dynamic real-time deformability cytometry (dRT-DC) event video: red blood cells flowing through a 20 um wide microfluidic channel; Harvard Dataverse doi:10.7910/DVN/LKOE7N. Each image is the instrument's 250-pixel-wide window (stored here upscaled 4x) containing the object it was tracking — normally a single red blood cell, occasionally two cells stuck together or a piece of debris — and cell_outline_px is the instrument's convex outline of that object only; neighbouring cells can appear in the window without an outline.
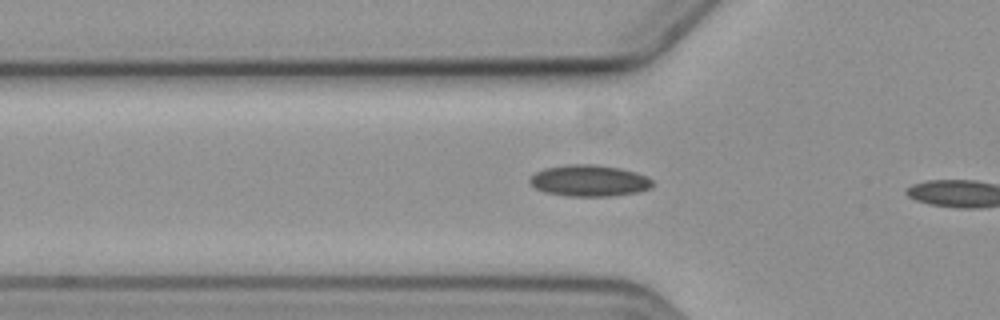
{"species": "common noctule bat (a hibernating species)", "species_latin": "Nyctalus noctula", "temperature_condition": "cold", "stored_images_in_passage": 4, "camera_frame_rate_fps": 3000, "um_per_image_px": 0.085, "animal": {"sex": "female", "body_mass_g": 19.3, "forearm_length_mm": 54.1}, "frame": {"image": 1, "passage_image": 4, "time_ms": 3.667, "image_size_px": [1000, 320], "cell_outline_px": [[652, 188], [640, 192], [608, 196], [568, 196], [544, 192], [536, 188], [528, 180], [536, 172], [544, 168], [568, 164], [596, 164], [620, 168], [636, 172], [648, 176], [652, 180]], "centroid_in_image_um": [50.11, 15.35], "position_along_channel_um": 75.7, "area_um2": 22.6}}